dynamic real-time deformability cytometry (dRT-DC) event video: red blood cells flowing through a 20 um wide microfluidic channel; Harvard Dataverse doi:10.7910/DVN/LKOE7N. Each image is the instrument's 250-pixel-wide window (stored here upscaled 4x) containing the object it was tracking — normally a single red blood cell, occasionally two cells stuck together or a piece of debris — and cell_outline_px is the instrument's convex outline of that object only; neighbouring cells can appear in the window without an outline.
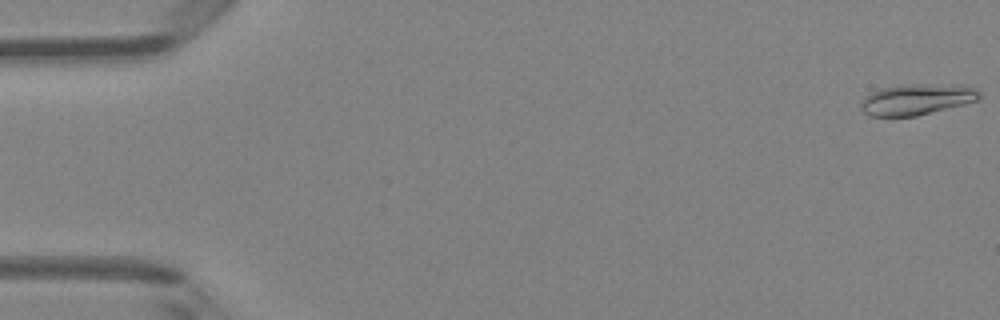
{"species": "Egyptian fruit bat (a non-hibernating species)", "species_latin": "Rousettus aegyptiacus", "temperature_condition": "room temperature", "stored_images_in_passage": 49, "camera_frame_rate_fps": 3000, "um_per_image_px": 0.085, "animal": {"sex": "female"}, "frame": {"image": 1, "passage_image": 1, "time_ms": 0.0, "image_size_px": [1000, 320], "cell_outline_px": [[980, 96], [976, 100], [964, 104], [916, 116], [868, 116], [860, 108], [860, 100], [864, 96], [880, 88], [900, 84], [964, 84], [980, 92]], "centroid_in_image_um": [77.87, 8.43], "position_along_channel_um": 7.1, "area_um2": 21.62}}
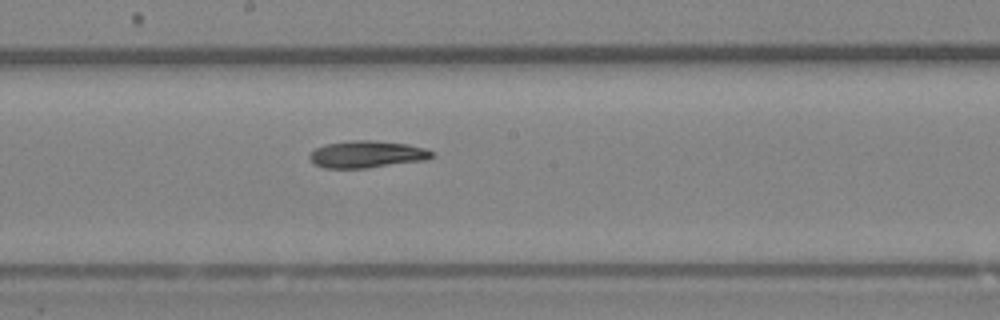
{"frame": {"image": 2, "passage_image": 27, "time_ms": 8.667, "image_size_px": [1000, 320], "cell_outline_px": [[436, 156], [428, 160], [368, 168], [324, 168], [316, 164], [308, 156], [316, 148], [324, 144], [352, 140], [372, 140], [408, 144], [424, 148], [436, 152]], "centroid_in_image_um": [31.26, 13.11], "position_along_channel_um": 216.9, "area_um2": 19.48}}
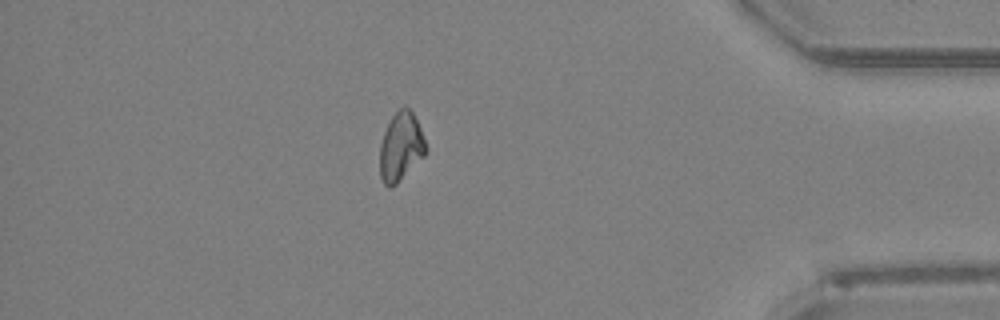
{"frame": {"image": 3, "passage_image": 43, "time_ms": 14.0, "image_size_px": [1000, 320], "cell_outline_px": [[428, 148], [424, 156], [396, 184], [388, 188], [384, 184], [380, 176], [380, 144], [384, 132], [392, 116], [404, 104], [412, 112], [420, 128]], "centroid_in_image_um": [34.07, 12.48], "position_along_channel_um": 401.1, "area_um2": 18.26}}